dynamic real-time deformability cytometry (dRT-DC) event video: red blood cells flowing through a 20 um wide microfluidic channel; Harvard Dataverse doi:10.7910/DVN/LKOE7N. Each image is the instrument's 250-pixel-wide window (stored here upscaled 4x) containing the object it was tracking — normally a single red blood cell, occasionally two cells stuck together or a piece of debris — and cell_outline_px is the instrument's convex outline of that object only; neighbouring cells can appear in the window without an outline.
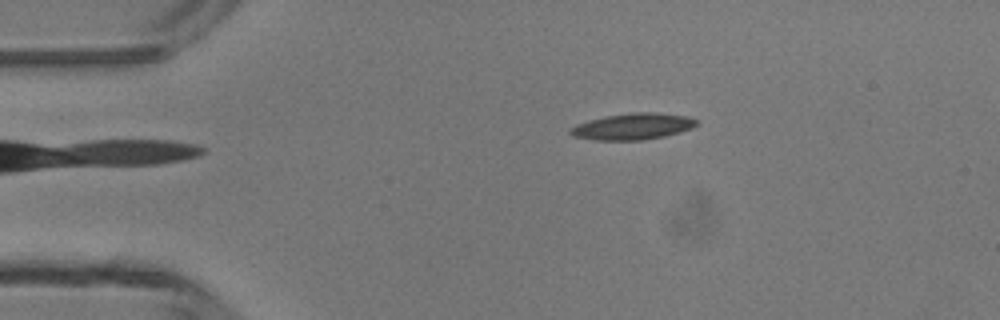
{"species": "common noctule bat (a hibernating species)", "species_latin": "Nyctalus noctula", "temperature_condition": "room temperature", "stored_images_in_passage": 2, "camera_frame_rate_fps": 3000, "um_per_image_px": 0.085, "animal": {"sex": "male", "body_mass_g": 13.3}, "frame": {"image": 1, "passage_image": 2, "time_ms": 2.0, "image_size_px": [1000, 320], "cell_outline_px": [[700, 124], [692, 128], [680, 132], [664, 136], [644, 140], [592, 140], [572, 136], [568, 132], [568, 128], [576, 124], [588, 120], [604, 116], [632, 112], [652, 112], [688, 116], [696, 120]], "centroid_in_image_um": [53.75, 10.75], "position_along_channel_um": 31.2, "area_um2": 19.65}}